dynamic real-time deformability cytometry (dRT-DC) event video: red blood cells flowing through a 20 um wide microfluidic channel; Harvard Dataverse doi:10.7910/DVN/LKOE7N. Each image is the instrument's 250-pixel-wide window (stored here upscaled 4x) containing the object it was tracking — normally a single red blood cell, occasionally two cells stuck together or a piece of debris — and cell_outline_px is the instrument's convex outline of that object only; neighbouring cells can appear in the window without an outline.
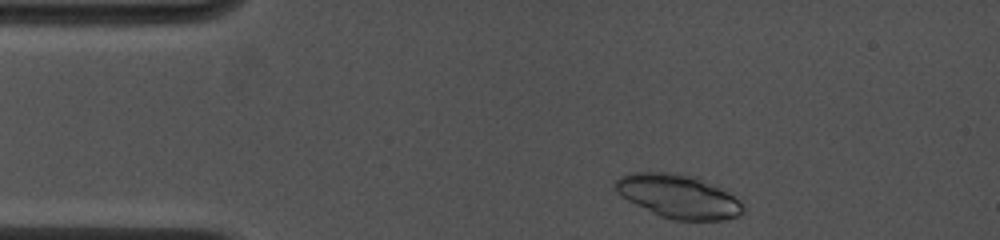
{"species": "common noctule bat (a hibernating species)", "species_latin": "Nyctalus noctula", "temperature_condition": "cold", "stored_images_in_passage": 6, "camera_frame_rate_fps": 4500, "um_per_image_px": 0.085, "animal": {"sex": "female", "body_mass_g": 19.0, "forearm_length_mm": 53.3}, "frame": {"image": 1, "passage_image": 2, "time_ms": 0.222, "image_size_px": [1000, 240], "cell_outline_px": [[744, 212], [736, 216], [724, 220], [676, 220], [660, 216], [628, 200], [616, 192], [612, 188], [612, 184], [620, 176], [632, 172], [676, 172], [700, 176], [740, 200], [744, 208]], "centroid_in_image_um": [57.64, 16.66], "position_along_channel_um": 27.4, "area_um2": 32.77}}